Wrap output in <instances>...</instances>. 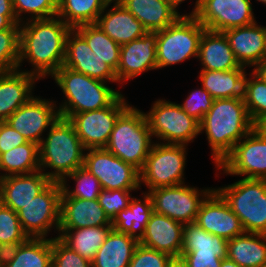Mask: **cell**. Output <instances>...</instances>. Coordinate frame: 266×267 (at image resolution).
<instances>
[{
    "instance_id": "6da1fadb",
    "label": "cell",
    "mask_w": 266,
    "mask_h": 267,
    "mask_svg": "<svg viewBox=\"0 0 266 267\" xmlns=\"http://www.w3.org/2000/svg\"><path fill=\"white\" fill-rule=\"evenodd\" d=\"M58 16L31 19L20 23V57L18 69L28 61L33 69L27 70L39 79L52 76L63 66L66 38L71 31Z\"/></svg>"
},
{
    "instance_id": "7a4b0ae2",
    "label": "cell",
    "mask_w": 266,
    "mask_h": 267,
    "mask_svg": "<svg viewBox=\"0 0 266 267\" xmlns=\"http://www.w3.org/2000/svg\"><path fill=\"white\" fill-rule=\"evenodd\" d=\"M254 127L244 98L214 99L210 110L200 122V133L204 132L207 136L215 166Z\"/></svg>"
},
{
    "instance_id": "3957f363",
    "label": "cell",
    "mask_w": 266,
    "mask_h": 267,
    "mask_svg": "<svg viewBox=\"0 0 266 267\" xmlns=\"http://www.w3.org/2000/svg\"><path fill=\"white\" fill-rule=\"evenodd\" d=\"M47 132V138L39 144L40 170L52 182H62L73 171L84 166L86 149L68 119L59 117ZM46 168L54 171L45 172Z\"/></svg>"
},
{
    "instance_id": "277c9868",
    "label": "cell",
    "mask_w": 266,
    "mask_h": 267,
    "mask_svg": "<svg viewBox=\"0 0 266 267\" xmlns=\"http://www.w3.org/2000/svg\"><path fill=\"white\" fill-rule=\"evenodd\" d=\"M65 100L59 104L60 117L69 119L73 114L94 111L109 106L120 94L107 83L62 66L53 75Z\"/></svg>"
},
{
    "instance_id": "5b68a950",
    "label": "cell",
    "mask_w": 266,
    "mask_h": 267,
    "mask_svg": "<svg viewBox=\"0 0 266 267\" xmlns=\"http://www.w3.org/2000/svg\"><path fill=\"white\" fill-rule=\"evenodd\" d=\"M144 112L129 105L117 118L105 149L139 171L153 145Z\"/></svg>"
},
{
    "instance_id": "8992f818",
    "label": "cell",
    "mask_w": 266,
    "mask_h": 267,
    "mask_svg": "<svg viewBox=\"0 0 266 267\" xmlns=\"http://www.w3.org/2000/svg\"><path fill=\"white\" fill-rule=\"evenodd\" d=\"M214 189L238 216L245 232L266 234V180L242 178Z\"/></svg>"
},
{
    "instance_id": "52a82bcc",
    "label": "cell",
    "mask_w": 266,
    "mask_h": 267,
    "mask_svg": "<svg viewBox=\"0 0 266 267\" xmlns=\"http://www.w3.org/2000/svg\"><path fill=\"white\" fill-rule=\"evenodd\" d=\"M206 28L194 15H181L173 24L156 32L157 69L198 58L199 43Z\"/></svg>"
},
{
    "instance_id": "ba28073f",
    "label": "cell",
    "mask_w": 266,
    "mask_h": 267,
    "mask_svg": "<svg viewBox=\"0 0 266 267\" xmlns=\"http://www.w3.org/2000/svg\"><path fill=\"white\" fill-rule=\"evenodd\" d=\"M144 114L152 137L160 143L188 146L200 134V122L175 102L158 99Z\"/></svg>"
},
{
    "instance_id": "9c48e42d",
    "label": "cell",
    "mask_w": 266,
    "mask_h": 267,
    "mask_svg": "<svg viewBox=\"0 0 266 267\" xmlns=\"http://www.w3.org/2000/svg\"><path fill=\"white\" fill-rule=\"evenodd\" d=\"M187 145L153 143L145 165L140 171V184L148 191L185 184Z\"/></svg>"
},
{
    "instance_id": "30bf717a",
    "label": "cell",
    "mask_w": 266,
    "mask_h": 267,
    "mask_svg": "<svg viewBox=\"0 0 266 267\" xmlns=\"http://www.w3.org/2000/svg\"><path fill=\"white\" fill-rule=\"evenodd\" d=\"M62 185L51 182L18 212L23 231L31 238H46L52 228L60 225Z\"/></svg>"
},
{
    "instance_id": "8fae6325",
    "label": "cell",
    "mask_w": 266,
    "mask_h": 267,
    "mask_svg": "<svg viewBox=\"0 0 266 267\" xmlns=\"http://www.w3.org/2000/svg\"><path fill=\"white\" fill-rule=\"evenodd\" d=\"M242 139L216 169L227 175L266 180V133L255 126Z\"/></svg>"
},
{
    "instance_id": "7c38bea8",
    "label": "cell",
    "mask_w": 266,
    "mask_h": 267,
    "mask_svg": "<svg viewBox=\"0 0 266 267\" xmlns=\"http://www.w3.org/2000/svg\"><path fill=\"white\" fill-rule=\"evenodd\" d=\"M198 189L181 184L156 188L147 192L151 196L154 212L184 225L196 221L201 203L213 190L212 188H204L201 191Z\"/></svg>"
},
{
    "instance_id": "4fadbf2b",
    "label": "cell",
    "mask_w": 266,
    "mask_h": 267,
    "mask_svg": "<svg viewBox=\"0 0 266 267\" xmlns=\"http://www.w3.org/2000/svg\"><path fill=\"white\" fill-rule=\"evenodd\" d=\"M84 167L100 182L102 189L139 190L140 171L105 148L86 149Z\"/></svg>"
},
{
    "instance_id": "5bb4252c",
    "label": "cell",
    "mask_w": 266,
    "mask_h": 267,
    "mask_svg": "<svg viewBox=\"0 0 266 267\" xmlns=\"http://www.w3.org/2000/svg\"><path fill=\"white\" fill-rule=\"evenodd\" d=\"M126 101L120 94L103 109L73 114L68 119L85 149L105 148L117 118L129 106Z\"/></svg>"
},
{
    "instance_id": "9a60e30c",
    "label": "cell",
    "mask_w": 266,
    "mask_h": 267,
    "mask_svg": "<svg viewBox=\"0 0 266 267\" xmlns=\"http://www.w3.org/2000/svg\"><path fill=\"white\" fill-rule=\"evenodd\" d=\"M206 30H225L256 22L251 0H201L194 15Z\"/></svg>"
},
{
    "instance_id": "2e32d148",
    "label": "cell",
    "mask_w": 266,
    "mask_h": 267,
    "mask_svg": "<svg viewBox=\"0 0 266 267\" xmlns=\"http://www.w3.org/2000/svg\"><path fill=\"white\" fill-rule=\"evenodd\" d=\"M60 117L56 102L33 96L18 108L6 122L27 141L40 144L42 134Z\"/></svg>"
},
{
    "instance_id": "e0dca14e",
    "label": "cell",
    "mask_w": 266,
    "mask_h": 267,
    "mask_svg": "<svg viewBox=\"0 0 266 267\" xmlns=\"http://www.w3.org/2000/svg\"><path fill=\"white\" fill-rule=\"evenodd\" d=\"M156 32H146L142 37L121 45L116 76L118 84L140 76L145 71L157 69Z\"/></svg>"
},
{
    "instance_id": "ac0fdd59",
    "label": "cell",
    "mask_w": 266,
    "mask_h": 267,
    "mask_svg": "<svg viewBox=\"0 0 266 267\" xmlns=\"http://www.w3.org/2000/svg\"><path fill=\"white\" fill-rule=\"evenodd\" d=\"M195 223L226 240L245 232L238 216L214 188L201 203Z\"/></svg>"
},
{
    "instance_id": "d6986e66",
    "label": "cell",
    "mask_w": 266,
    "mask_h": 267,
    "mask_svg": "<svg viewBox=\"0 0 266 267\" xmlns=\"http://www.w3.org/2000/svg\"><path fill=\"white\" fill-rule=\"evenodd\" d=\"M63 66L104 82H115V70L95 56L86 40L71 29L66 38L65 59Z\"/></svg>"
},
{
    "instance_id": "ffe728a7",
    "label": "cell",
    "mask_w": 266,
    "mask_h": 267,
    "mask_svg": "<svg viewBox=\"0 0 266 267\" xmlns=\"http://www.w3.org/2000/svg\"><path fill=\"white\" fill-rule=\"evenodd\" d=\"M240 66L255 67L266 57V26L257 21L246 26L223 32Z\"/></svg>"
},
{
    "instance_id": "44dd1931",
    "label": "cell",
    "mask_w": 266,
    "mask_h": 267,
    "mask_svg": "<svg viewBox=\"0 0 266 267\" xmlns=\"http://www.w3.org/2000/svg\"><path fill=\"white\" fill-rule=\"evenodd\" d=\"M139 243L166 253L172 258H180L183 247V224L153 212Z\"/></svg>"
},
{
    "instance_id": "7402d4cb",
    "label": "cell",
    "mask_w": 266,
    "mask_h": 267,
    "mask_svg": "<svg viewBox=\"0 0 266 267\" xmlns=\"http://www.w3.org/2000/svg\"><path fill=\"white\" fill-rule=\"evenodd\" d=\"M52 181L41 171L0 178V202L16 213Z\"/></svg>"
},
{
    "instance_id": "603a6c76",
    "label": "cell",
    "mask_w": 266,
    "mask_h": 267,
    "mask_svg": "<svg viewBox=\"0 0 266 267\" xmlns=\"http://www.w3.org/2000/svg\"><path fill=\"white\" fill-rule=\"evenodd\" d=\"M37 80V76L22 69L0 73V121H6L34 96Z\"/></svg>"
},
{
    "instance_id": "cb8c5ba5",
    "label": "cell",
    "mask_w": 266,
    "mask_h": 267,
    "mask_svg": "<svg viewBox=\"0 0 266 267\" xmlns=\"http://www.w3.org/2000/svg\"><path fill=\"white\" fill-rule=\"evenodd\" d=\"M112 225L98 199L61 197L59 229Z\"/></svg>"
},
{
    "instance_id": "d4e9b609",
    "label": "cell",
    "mask_w": 266,
    "mask_h": 267,
    "mask_svg": "<svg viewBox=\"0 0 266 267\" xmlns=\"http://www.w3.org/2000/svg\"><path fill=\"white\" fill-rule=\"evenodd\" d=\"M111 3L114 5L110 6ZM96 24L120 46L147 32L142 23L119 2H108Z\"/></svg>"
},
{
    "instance_id": "484cf974",
    "label": "cell",
    "mask_w": 266,
    "mask_h": 267,
    "mask_svg": "<svg viewBox=\"0 0 266 267\" xmlns=\"http://www.w3.org/2000/svg\"><path fill=\"white\" fill-rule=\"evenodd\" d=\"M208 71H229L240 68L229 41L223 32L205 30L199 43L198 58Z\"/></svg>"
},
{
    "instance_id": "4316f807",
    "label": "cell",
    "mask_w": 266,
    "mask_h": 267,
    "mask_svg": "<svg viewBox=\"0 0 266 267\" xmlns=\"http://www.w3.org/2000/svg\"><path fill=\"white\" fill-rule=\"evenodd\" d=\"M147 30L158 32L173 24L181 15L165 0H119Z\"/></svg>"
},
{
    "instance_id": "83f0119b",
    "label": "cell",
    "mask_w": 266,
    "mask_h": 267,
    "mask_svg": "<svg viewBox=\"0 0 266 267\" xmlns=\"http://www.w3.org/2000/svg\"><path fill=\"white\" fill-rule=\"evenodd\" d=\"M52 237L31 238L4 251L2 267H51Z\"/></svg>"
},
{
    "instance_id": "f1b7e54d",
    "label": "cell",
    "mask_w": 266,
    "mask_h": 267,
    "mask_svg": "<svg viewBox=\"0 0 266 267\" xmlns=\"http://www.w3.org/2000/svg\"><path fill=\"white\" fill-rule=\"evenodd\" d=\"M142 198L134 197L129 206L121 210L111 221L112 228L119 233L128 234L138 242L145 233V227L154 212L152 199L148 192H142Z\"/></svg>"
},
{
    "instance_id": "f546056e",
    "label": "cell",
    "mask_w": 266,
    "mask_h": 267,
    "mask_svg": "<svg viewBox=\"0 0 266 267\" xmlns=\"http://www.w3.org/2000/svg\"><path fill=\"white\" fill-rule=\"evenodd\" d=\"M227 258L240 267H265L266 234L244 232L228 240Z\"/></svg>"
},
{
    "instance_id": "4dcf8cb0",
    "label": "cell",
    "mask_w": 266,
    "mask_h": 267,
    "mask_svg": "<svg viewBox=\"0 0 266 267\" xmlns=\"http://www.w3.org/2000/svg\"><path fill=\"white\" fill-rule=\"evenodd\" d=\"M138 244L128 234L112 229L92 260V267H128Z\"/></svg>"
},
{
    "instance_id": "1f68e13d",
    "label": "cell",
    "mask_w": 266,
    "mask_h": 267,
    "mask_svg": "<svg viewBox=\"0 0 266 267\" xmlns=\"http://www.w3.org/2000/svg\"><path fill=\"white\" fill-rule=\"evenodd\" d=\"M246 67L229 71L201 70L199 81L214 99L243 98Z\"/></svg>"
},
{
    "instance_id": "d6a6232c",
    "label": "cell",
    "mask_w": 266,
    "mask_h": 267,
    "mask_svg": "<svg viewBox=\"0 0 266 267\" xmlns=\"http://www.w3.org/2000/svg\"><path fill=\"white\" fill-rule=\"evenodd\" d=\"M112 229V225L80 229H59L57 237L84 259L92 262L98 249L105 242Z\"/></svg>"
},
{
    "instance_id": "836d02e7",
    "label": "cell",
    "mask_w": 266,
    "mask_h": 267,
    "mask_svg": "<svg viewBox=\"0 0 266 267\" xmlns=\"http://www.w3.org/2000/svg\"><path fill=\"white\" fill-rule=\"evenodd\" d=\"M40 170L39 145L27 142L0 155V178L9 175L31 174Z\"/></svg>"
},
{
    "instance_id": "e575fe53",
    "label": "cell",
    "mask_w": 266,
    "mask_h": 267,
    "mask_svg": "<svg viewBox=\"0 0 266 267\" xmlns=\"http://www.w3.org/2000/svg\"><path fill=\"white\" fill-rule=\"evenodd\" d=\"M108 0H58L57 16L72 29L83 24H96Z\"/></svg>"
},
{
    "instance_id": "d590c367",
    "label": "cell",
    "mask_w": 266,
    "mask_h": 267,
    "mask_svg": "<svg viewBox=\"0 0 266 267\" xmlns=\"http://www.w3.org/2000/svg\"><path fill=\"white\" fill-rule=\"evenodd\" d=\"M228 240L206 232L197 223L183 225V247L181 252L198 251V253L216 254L227 258Z\"/></svg>"
},
{
    "instance_id": "8d00e7d4",
    "label": "cell",
    "mask_w": 266,
    "mask_h": 267,
    "mask_svg": "<svg viewBox=\"0 0 266 267\" xmlns=\"http://www.w3.org/2000/svg\"><path fill=\"white\" fill-rule=\"evenodd\" d=\"M87 42L95 56L115 71L119 65L121 46L112 40L97 24H83L74 28Z\"/></svg>"
},
{
    "instance_id": "74e56055",
    "label": "cell",
    "mask_w": 266,
    "mask_h": 267,
    "mask_svg": "<svg viewBox=\"0 0 266 267\" xmlns=\"http://www.w3.org/2000/svg\"><path fill=\"white\" fill-rule=\"evenodd\" d=\"M247 75L251 78H247ZM243 98L252 123L259 126L266 120V82L253 72L246 74Z\"/></svg>"
},
{
    "instance_id": "f35d334b",
    "label": "cell",
    "mask_w": 266,
    "mask_h": 267,
    "mask_svg": "<svg viewBox=\"0 0 266 267\" xmlns=\"http://www.w3.org/2000/svg\"><path fill=\"white\" fill-rule=\"evenodd\" d=\"M68 177L76 182V186L72 190L69 188V184H67ZM61 185V197L93 200L98 199V196L102 190L99 180L84 166L79 167L77 170L69 174L61 182Z\"/></svg>"
},
{
    "instance_id": "ab89813d",
    "label": "cell",
    "mask_w": 266,
    "mask_h": 267,
    "mask_svg": "<svg viewBox=\"0 0 266 267\" xmlns=\"http://www.w3.org/2000/svg\"><path fill=\"white\" fill-rule=\"evenodd\" d=\"M28 238L17 213L0 202V249L6 251L14 248Z\"/></svg>"
},
{
    "instance_id": "60d3db41",
    "label": "cell",
    "mask_w": 266,
    "mask_h": 267,
    "mask_svg": "<svg viewBox=\"0 0 266 267\" xmlns=\"http://www.w3.org/2000/svg\"><path fill=\"white\" fill-rule=\"evenodd\" d=\"M20 57V25L0 31V73L18 69Z\"/></svg>"
},
{
    "instance_id": "b9f144b4",
    "label": "cell",
    "mask_w": 266,
    "mask_h": 267,
    "mask_svg": "<svg viewBox=\"0 0 266 267\" xmlns=\"http://www.w3.org/2000/svg\"><path fill=\"white\" fill-rule=\"evenodd\" d=\"M12 2L15 15L20 23L25 19L26 13L30 17L26 16V21L57 16L58 0H12Z\"/></svg>"
},
{
    "instance_id": "7bdbcfd3",
    "label": "cell",
    "mask_w": 266,
    "mask_h": 267,
    "mask_svg": "<svg viewBox=\"0 0 266 267\" xmlns=\"http://www.w3.org/2000/svg\"><path fill=\"white\" fill-rule=\"evenodd\" d=\"M132 191L136 190H101L98 196V201L111 221L121 210H124L129 206V203L133 198L132 194H130Z\"/></svg>"
},
{
    "instance_id": "ee69618b",
    "label": "cell",
    "mask_w": 266,
    "mask_h": 267,
    "mask_svg": "<svg viewBox=\"0 0 266 267\" xmlns=\"http://www.w3.org/2000/svg\"><path fill=\"white\" fill-rule=\"evenodd\" d=\"M51 267H92V264L65 245L58 237H53Z\"/></svg>"
},
{
    "instance_id": "f6af8a7d",
    "label": "cell",
    "mask_w": 266,
    "mask_h": 267,
    "mask_svg": "<svg viewBox=\"0 0 266 267\" xmlns=\"http://www.w3.org/2000/svg\"><path fill=\"white\" fill-rule=\"evenodd\" d=\"M214 98L203 87L192 90L186 100L179 104L180 107L196 120L201 122L204 115L210 110L213 104Z\"/></svg>"
},
{
    "instance_id": "bcb514c9",
    "label": "cell",
    "mask_w": 266,
    "mask_h": 267,
    "mask_svg": "<svg viewBox=\"0 0 266 267\" xmlns=\"http://www.w3.org/2000/svg\"><path fill=\"white\" fill-rule=\"evenodd\" d=\"M172 259L166 253L145 247L139 243L128 267H167Z\"/></svg>"
},
{
    "instance_id": "7dc6e473",
    "label": "cell",
    "mask_w": 266,
    "mask_h": 267,
    "mask_svg": "<svg viewBox=\"0 0 266 267\" xmlns=\"http://www.w3.org/2000/svg\"><path fill=\"white\" fill-rule=\"evenodd\" d=\"M28 141L6 121H0V155Z\"/></svg>"
},
{
    "instance_id": "c3c4849f",
    "label": "cell",
    "mask_w": 266,
    "mask_h": 267,
    "mask_svg": "<svg viewBox=\"0 0 266 267\" xmlns=\"http://www.w3.org/2000/svg\"><path fill=\"white\" fill-rule=\"evenodd\" d=\"M180 258L187 267H220L222 261L216 254L198 253V251L181 252Z\"/></svg>"
},
{
    "instance_id": "681fc988",
    "label": "cell",
    "mask_w": 266,
    "mask_h": 267,
    "mask_svg": "<svg viewBox=\"0 0 266 267\" xmlns=\"http://www.w3.org/2000/svg\"><path fill=\"white\" fill-rule=\"evenodd\" d=\"M13 25H20L15 12H0V31L10 29Z\"/></svg>"
},
{
    "instance_id": "f907efd6",
    "label": "cell",
    "mask_w": 266,
    "mask_h": 267,
    "mask_svg": "<svg viewBox=\"0 0 266 267\" xmlns=\"http://www.w3.org/2000/svg\"><path fill=\"white\" fill-rule=\"evenodd\" d=\"M252 72L266 82V57L253 68Z\"/></svg>"
},
{
    "instance_id": "816d5d0a",
    "label": "cell",
    "mask_w": 266,
    "mask_h": 267,
    "mask_svg": "<svg viewBox=\"0 0 266 267\" xmlns=\"http://www.w3.org/2000/svg\"><path fill=\"white\" fill-rule=\"evenodd\" d=\"M166 2H168L174 9L177 10V8H179L178 6L180 4H182V2H184L185 0H165ZM201 0H196L195 2V6L194 8H192V12L188 13V14H181V15H195V13L197 12L199 5H200Z\"/></svg>"
},
{
    "instance_id": "f5cc1de1",
    "label": "cell",
    "mask_w": 266,
    "mask_h": 267,
    "mask_svg": "<svg viewBox=\"0 0 266 267\" xmlns=\"http://www.w3.org/2000/svg\"><path fill=\"white\" fill-rule=\"evenodd\" d=\"M0 12H14L12 0H0Z\"/></svg>"
},
{
    "instance_id": "db71d44e",
    "label": "cell",
    "mask_w": 266,
    "mask_h": 267,
    "mask_svg": "<svg viewBox=\"0 0 266 267\" xmlns=\"http://www.w3.org/2000/svg\"><path fill=\"white\" fill-rule=\"evenodd\" d=\"M167 267H187L181 258H173Z\"/></svg>"
},
{
    "instance_id": "11a10c76",
    "label": "cell",
    "mask_w": 266,
    "mask_h": 267,
    "mask_svg": "<svg viewBox=\"0 0 266 267\" xmlns=\"http://www.w3.org/2000/svg\"><path fill=\"white\" fill-rule=\"evenodd\" d=\"M220 267H240L237 263L228 258L222 259Z\"/></svg>"
},
{
    "instance_id": "9f6ffc18",
    "label": "cell",
    "mask_w": 266,
    "mask_h": 267,
    "mask_svg": "<svg viewBox=\"0 0 266 267\" xmlns=\"http://www.w3.org/2000/svg\"><path fill=\"white\" fill-rule=\"evenodd\" d=\"M259 127L266 133V120H264Z\"/></svg>"
},
{
    "instance_id": "6f0895ef",
    "label": "cell",
    "mask_w": 266,
    "mask_h": 267,
    "mask_svg": "<svg viewBox=\"0 0 266 267\" xmlns=\"http://www.w3.org/2000/svg\"><path fill=\"white\" fill-rule=\"evenodd\" d=\"M3 255H4V251L0 249V267H2L3 265Z\"/></svg>"
},
{
    "instance_id": "680465c9",
    "label": "cell",
    "mask_w": 266,
    "mask_h": 267,
    "mask_svg": "<svg viewBox=\"0 0 266 267\" xmlns=\"http://www.w3.org/2000/svg\"><path fill=\"white\" fill-rule=\"evenodd\" d=\"M256 1H259V2L263 3L264 5L266 4V0H256Z\"/></svg>"
},
{
    "instance_id": "91938a15",
    "label": "cell",
    "mask_w": 266,
    "mask_h": 267,
    "mask_svg": "<svg viewBox=\"0 0 266 267\" xmlns=\"http://www.w3.org/2000/svg\"><path fill=\"white\" fill-rule=\"evenodd\" d=\"M119 0H108V2H118Z\"/></svg>"
}]
</instances>
